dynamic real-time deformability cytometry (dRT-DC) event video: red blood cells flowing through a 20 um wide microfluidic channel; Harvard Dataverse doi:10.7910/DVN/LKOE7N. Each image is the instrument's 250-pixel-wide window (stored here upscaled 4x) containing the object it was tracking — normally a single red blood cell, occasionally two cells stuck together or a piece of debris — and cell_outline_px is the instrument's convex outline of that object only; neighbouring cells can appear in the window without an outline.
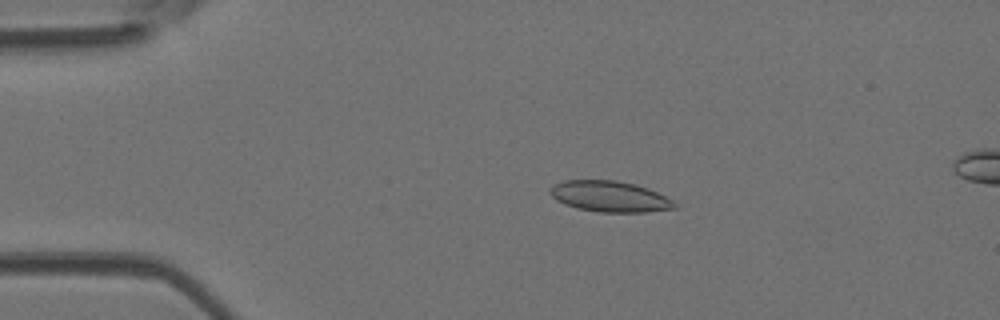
{"species": "Egyptian fruit bat (a non-hibernating species)", "species_latin": "Rousettus aegyptiacus", "temperature_condition": "room temperature", "stored_images_in_passage": 51, "segment_of_instrument_passage": [1, 2], "camera_frame_rate_fps": 3000, "um_per_image_px": 0.085, "animal": {"sex": "female"}, "frame": {"image": 1, "passage_image": 10, "time_ms": 3.0, "image_size_px": [1000, 320], "cell_outline_px": [[676, 208], [644, 212], [600, 212], [576, 208], [564, 204], [556, 200], [548, 192], [552, 184], [564, 180], [616, 180], [636, 184], [648, 188], [672, 200], [676, 204]], "centroid_in_image_um": [51.78, 16.69], "position_along_channel_um": 33.2, "area_um2": 22.48}}
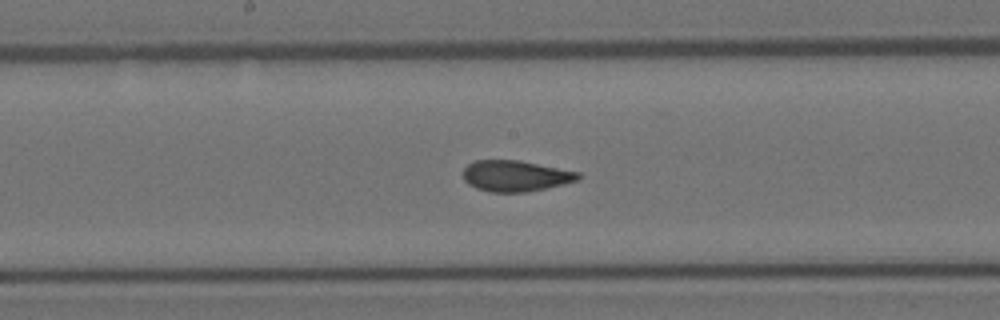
{"frame": {"image": 2, "passage_image": 26, "time_ms": 8.333, "image_size_px": [1000, 320], "cell_outline_px": [[584, 176], [580, 180], [564, 184], [524, 192], [492, 192], [476, 188], [468, 184], [464, 180], [464, 168], [468, 164], [476, 160], [520, 160], [580, 172]], "centroid_in_image_um": [43.86, 14.94], "position_along_channel_um": 204.3, "area_um2": 20.87}}
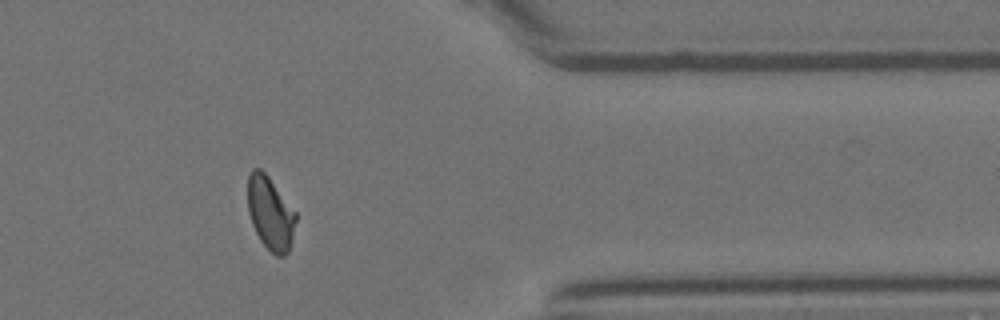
{"frame": {"image": 3, "passage_image": 41, "time_ms": 13.333, "image_size_px": [1000, 320], "cell_outline_px": [[296, 220], [288, 252], [284, 256], [276, 256], [260, 240], [252, 224], [248, 212], [248, 176], [252, 168], [260, 168], [268, 176], [296, 212]], "centroid_in_image_um": [22.96, 18.11], "position_along_channel_um": 388.4, "area_um2": 20.29}}